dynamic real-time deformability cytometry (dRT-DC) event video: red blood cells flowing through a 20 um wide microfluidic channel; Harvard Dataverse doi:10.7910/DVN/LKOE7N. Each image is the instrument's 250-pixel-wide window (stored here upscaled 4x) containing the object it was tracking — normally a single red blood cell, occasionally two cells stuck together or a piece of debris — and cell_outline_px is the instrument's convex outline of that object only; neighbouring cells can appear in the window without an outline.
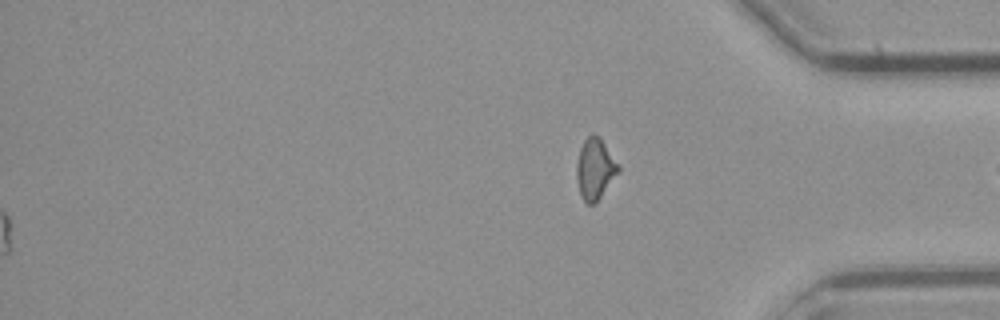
{"species": "common noctule bat (a hibernating species)", "species_latin": "Nyctalus noctula", "temperature_condition": "cold", "stored_images_in_passage": 46, "segment_of_instrument_passage": [2, 2], "camera_frame_rate_fps": 3000, "um_per_image_px": 0.085, "animal": {"sex": "male", "body_mass_g": 23.1, "forearm_length_mm": 52.7}, "frame": {"image": 1, "passage_image": 46, "time_ms": 15.0, "image_size_px": [1000, 320], "cell_outline_px": [[620, 172], [596, 204], [588, 204], [580, 196], [576, 180], [576, 164], [580, 148], [584, 140], [592, 132], [604, 144], [620, 164]], "centroid_in_image_um": [50.59, 14.4], "position_along_channel_um": 384.6, "area_um2": 15.09}}